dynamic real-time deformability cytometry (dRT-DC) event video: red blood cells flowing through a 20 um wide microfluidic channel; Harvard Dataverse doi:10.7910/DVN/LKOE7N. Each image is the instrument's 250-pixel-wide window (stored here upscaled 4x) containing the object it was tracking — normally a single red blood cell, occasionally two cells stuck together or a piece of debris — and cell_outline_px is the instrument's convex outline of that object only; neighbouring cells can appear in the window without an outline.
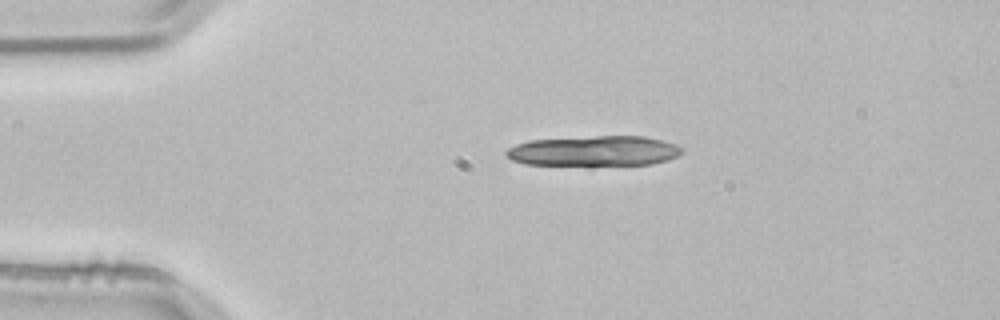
{"species": "common noctule bat (a hibernating species)", "species_latin": "Nyctalus noctula", "temperature_condition": "room temperature", "stored_images_in_passage": 2, "camera_frame_rate_fps": 3000, "um_per_image_px": 0.085, "animal": {"sex": "male", "body_mass_g": 21.5, "forearm_length_mm": 52.0}, "frame": {"image": 1, "passage_image": 1, "time_ms": 0.0, "image_size_px": [1000, 320], "cell_outline_px": [[684, 152], [668, 160], [652, 164], [592, 168], [588, 168], [524, 164], [512, 160], [504, 152], [508, 148], [516, 144], [528, 140], [596, 136], [644, 136], [676, 144], [684, 148]], "centroid_in_image_um": [50.49, 12.89], "position_along_channel_um": 34.5, "area_um2": 32.54}}